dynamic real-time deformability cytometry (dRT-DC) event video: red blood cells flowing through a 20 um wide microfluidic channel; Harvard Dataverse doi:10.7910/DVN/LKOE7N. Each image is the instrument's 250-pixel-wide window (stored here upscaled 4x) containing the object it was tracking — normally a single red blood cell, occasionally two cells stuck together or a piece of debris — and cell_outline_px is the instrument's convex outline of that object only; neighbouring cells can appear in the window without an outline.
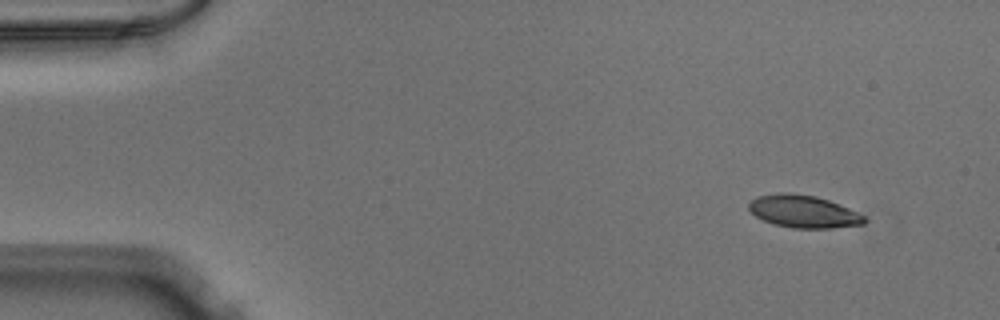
{"species": "Egyptian fruit bat (a non-hibernating species)", "species_latin": "Rousettus aegyptiacus", "temperature_condition": "warm", "stored_images_in_passage": 48, "camera_frame_rate_fps": 3000, "um_per_image_px": 0.085, "animal": {"sex": "male"}, "frame": {"image": 1, "passage_image": 1, "time_ms": 0.0, "image_size_px": [1000, 320], "cell_outline_px": [[868, 220], [864, 224], [832, 228], [792, 228], [772, 224], [756, 216], [748, 208], [748, 204], [756, 196], [780, 192], [784, 192], [816, 196], [828, 200], [848, 208], [864, 216]], "centroid_in_image_um": [68.28, 17.98], "position_along_channel_um": 16.7, "area_um2": 21.85}}
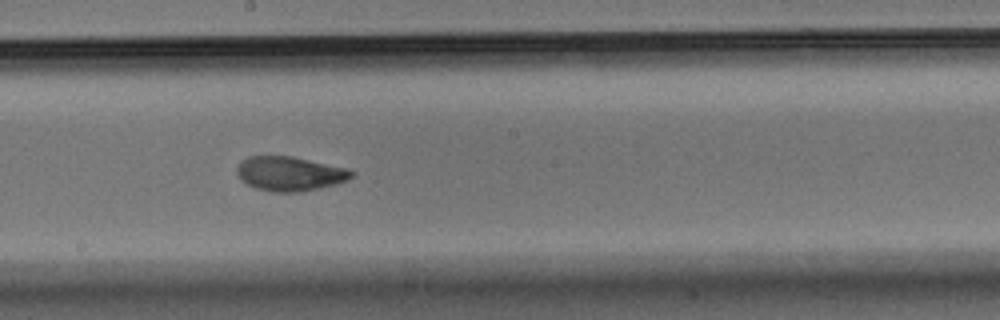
{"frame": {"image": 2, "passage_image": 25, "time_ms": 8.0, "image_size_px": [1000, 320], "cell_outline_px": [[356, 172], [348, 180], [336, 184], [320, 188], [300, 192], [272, 192], [256, 188], [240, 180], [236, 172], [236, 168], [240, 160], [248, 156], [292, 156], [344, 168]], "centroid_in_image_um": [24.59, 14.77], "position_along_channel_um": 223.6, "area_um2": 23.0}}
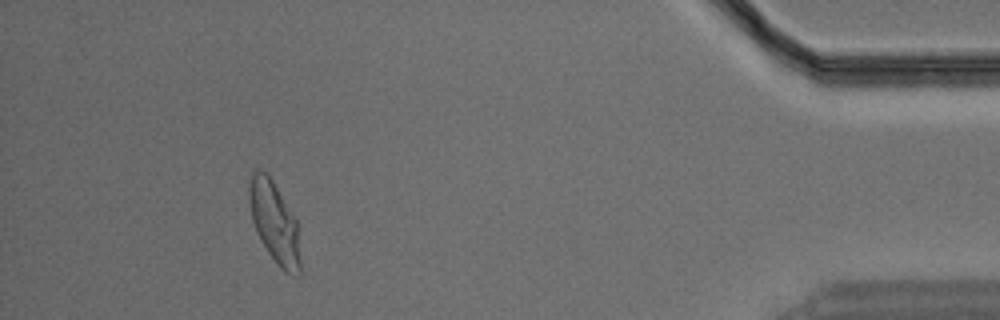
{"frame": {"image": 3, "passage_image": 44, "time_ms": 14.333, "image_size_px": [1000, 320], "cell_outline_px": [[300, 276], [288, 272], [280, 268], [268, 252], [256, 232], [252, 220], [248, 196], [248, 188], [252, 172], [260, 168], [268, 172], [296, 220], [300, 260]], "centroid_in_image_um": [23.3, 18.85], "position_along_channel_um": 411.9, "area_um2": 23.99}}